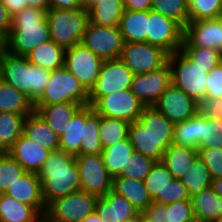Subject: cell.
<instances>
[{"instance_id":"cell-1","label":"cell","mask_w":222,"mask_h":222,"mask_svg":"<svg viewBox=\"0 0 222 222\" xmlns=\"http://www.w3.org/2000/svg\"><path fill=\"white\" fill-rule=\"evenodd\" d=\"M38 176L46 206L53 200L81 190L79 169L74 155L60 149L50 152Z\"/></svg>"},{"instance_id":"cell-2","label":"cell","mask_w":222,"mask_h":222,"mask_svg":"<svg viewBox=\"0 0 222 222\" xmlns=\"http://www.w3.org/2000/svg\"><path fill=\"white\" fill-rule=\"evenodd\" d=\"M50 33L46 11L27 7L12 17V26L7 37L8 52L27 56L40 44L49 41Z\"/></svg>"},{"instance_id":"cell-3","label":"cell","mask_w":222,"mask_h":222,"mask_svg":"<svg viewBox=\"0 0 222 222\" xmlns=\"http://www.w3.org/2000/svg\"><path fill=\"white\" fill-rule=\"evenodd\" d=\"M50 72L33 65L26 56L6 53L0 62V79L25 93L35 103L44 93Z\"/></svg>"},{"instance_id":"cell-4","label":"cell","mask_w":222,"mask_h":222,"mask_svg":"<svg viewBox=\"0 0 222 222\" xmlns=\"http://www.w3.org/2000/svg\"><path fill=\"white\" fill-rule=\"evenodd\" d=\"M46 18L50 28V39L57 45L69 49L82 40L89 23V12L78 9H49Z\"/></svg>"},{"instance_id":"cell-5","label":"cell","mask_w":222,"mask_h":222,"mask_svg":"<svg viewBox=\"0 0 222 222\" xmlns=\"http://www.w3.org/2000/svg\"><path fill=\"white\" fill-rule=\"evenodd\" d=\"M172 84L194 99L198 104L206 99V68L195 64L182 50L169 54Z\"/></svg>"},{"instance_id":"cell-6","label":"cell","mask_w":222,"mask_h":222,"mask_svg":"<svg viewBox=\"0 0 222 222\" xmlns=\"http://www.w3.org/2000/svg\"><path fill=\"white\" fill-rule=\"evenodd\" d=\"M65 102L88 106V91L73 74L62 67L50 72L45 91L34 107Z\"/></svg>"},{"instance_id":"cell-7","label":"cell","mask_w":222,"mask_h":222,"mask_svg":"<svg viewBox=\"0 0 222 222\" xmlns=\"http://www.w3.org/2000/svg\"><path fill=\"white\" fill-rule=\"evenodd\" d=\"M97 196L87 191H75L53 200L46 208L44 217L50 222H81L95 211Z\"/></svg>"},{"instance_id":"cell-8","label":"cell","mask_w":222,"mask_h":222,"mask_svg":"<svg viewBox=\"0 0 222 222\" xmlns=\"http://www.w3.org/2000/svg\"><path fill=\"white\" fill-rule=\"evenodd\" d=\"M134 75L119 58L103 60L99 76L88 92V105L93 106L110 93L130 89Z\"/></svg>"},{"instance_id":"cell-9","label":"cell","mask_w":222,"mask_h":222,"mask_svg":"<svg viewBox=\"0 0 222 222\" xmlns=\"http://www.w3.org/2000/svg\"><path fill=\"white\" fill-rule=\"evenodd\" d=\"M169 53L147 42H125L119 59L134 73H148L164 67Z\"/></svg>"},{"instance_id":"cell-10","label":"cell","mask_w":222,"mask_h":222,"mask_svg":"<svg viewBox=\"0 0 222 222\" xmlns=\"http://www.w3.org/2000/svg\"><path fill=\"white\" fill-rule=\"evenodd\" d=\"M92 107L100 116L131 123L139 119L146 106L131 89H125L101 97Z\"/></svg>"},{"instance_id":"cell-11","label":"cell","mask_w":222,"mask_h":222,"mask_svg":"<svg viewBox=\"0 0 222 222\" xmlns=\"http://www.w3.org/2000/svg\"><path fill=\"white\" fill-rule=\"evenodd\" d=\"M81 190L97 197L105 196L112 190L113 177L108 173L102 154L76 155Z\"/></svg>"},{"instance_id":"cell-12","label":"cell","mask_w":222,"mask_h":222,"mask_svg":"<svg viewBox=\"0 0 222 222\" xmlns=\"http://www.w3.org/2000/svg\"><path fill=\"white\" fill-rule=\"evenodd\" d=\"M102 60L117 59L124 47V39L119 27H105L89 21L80 42Z\"/></svg>"},{"instance_id":"cell-13","label":"cell","mask_w":222,"mask_h":222,"mask_svg":"<svg viewBox=\"0 0 222 222\" xmlns=\"http://www.w3.org/2000/svg\"><path fill=\"white\" fill-rule=\"evenodd\" d=\"M103 60L81 43L65 50L64 67L89 92L99 76Z\"/></svg>"},{"instance_id":"cell-14","label":"cell","mask_w":222,"mask_h":222,"mask_svg":"<svg viewBox=\"0 0 222 222\" xmlns=\"http://www.w3.org/2000/svg\"><path fill=\"white\" fill-rule=\"evenodd\" d=\"M183 33L184 29L177 22L157 11L149 10L147 43L172 54L181 49Z\"/></svg>"},{"instance_id":"cell-15","label":"cell","mask_w":222,"mask_h":222,"mask_svg":"<svg viewBox=\"0 0 222 222\" xmlns=\"http://www.w3.org/2000/svg\"><path fill=\"white\" fill-rule=\"evenodd\" d=\"M171 84V68L167 63L157 70L135 74L130 89L145 106H153Z\"/></svg>"},{"instance_id":"cell-16","label":"cell","mask_w":222,"mask_h":222,"mask_svg":"<svg viewBox=\"0 0 222 222\" xmlns=\"http://www.w3.org/2000/svg\"><path fill=\"white\" fill-rule=\"evenodd\" d=\"M182 47L213 48L222 53V17L189 21L184 28Z\"/></svg>"},{"instance_id":"cell-17","label":"cell","mask_w":222,"mask_h":222,"mask_svg":"<svg viewBox=\"0 0 222 222\" xmlns=\"http://www.w3.org/2000/svg\"><path fill=\"white\" fill-rule=\"evenodd\" d=\"M153 106L174 124L186 121L199 112V104L173 84Z\"/></svg>"},{"instance_id":"cell-18","label":"cell","mask_w":222,"mask_h":222,"mask_svg":"<svg viewBox=\"0 0 222 222\" xmlns=\"http://www.w3.org/2000/svg\"><path fill=\"white\" fill-rule=\"evenodd\" d=\"M25 170L38 174L50 151L22 134L7 151Z\"/></svg>"},{"instance_id":"cell-19","label":"cell","mask_w":222,"mask_h":222,"mask_svg":"<svg viewBox=\"0 0 222 222\" xmlns=\"http://www.w3.org/2000/svg\"><path fill=\"white\" fill-rule=\"evenodd\" d=\"M6 195L30 206H33L42 216L47 206L42 197L41 181L38 174L25 172L8 188Z\"/></svg>"},{"instance_id":"cell-20","label":"cell","mask_w":222,"mask_h":222,"mask_svg":"<svg viewBox=\"0 0 222 222\" xmlns=\"http://www.w3.org/2000/svg\"><path fill=\"white\" fill-rule=\"evenodd\" d=\"M95 211L101 222H125L139 212L129 200L112 190L97 197Z\"/></svg>"},{"instance_id":"cell-21","label":"cell","mask_w":222,"mask_h":222,"mask_svg":"<svg viewBox=\"0 0 222 222\" xmlns=\"http://www.w3.org/2000/svg\"><path fill=\"white\" fill-rule=\"evenodd\" d=\"M138 121L164 151L173 144L174 123L154 106H146Z\"/></svg>"},{"instance_id":"cell-22","label":"cell","mask_w":222,"mask_h":222,"mask_svg":"<svg viewBox=\"0 0 222 222\" xmlns=\"http://www.w3.org/2000/svg\"><path fill=\"white\" fill-rule=\"evenodd\" d=\"M23 134L50 152L59 150V136L36 111L25 117Z\"/></svg>"},{"instance_id":"cell-23","label":"cell","mask_w":222,"mask_h":222,"mask_svg":"<svg viewBox=\"0 0 222 222\" xmlns=\"http://www.w3.org/2000/svg\"><path fill=\"white\" fill-rule=\"evenodd\" d=\"M112 191L124 196L139 212H143L153 202L145 188L144 181L124 176H115L113 177Z\"/></svg>"},{"instance_id":"cell-24","label":"cell","mask_w":222,"mask_h":222,"mask_svg":"<svg viewBox=\"0 0 222 222\" xmlns=\"http://www.w3.org/2000/svg\"><path fill=\"white\" fill-rule=\"evenodd\" d=\"M82 107L78 103H57L34 107L35 111L45 120V122L60 137L69 125L73 115Z\"/></svg>"},{"instance_id":"cell-25","label":"cell","mask_w":222,"mask_h":222,"mask_svg":"<svg viewBox=\"0 0 222 222\" xmlns=\"http://www.w3.org/2000/svg\"><path fill=\"white\" fill-rule=\"evenodd\" d=\"M195 219L212 222L222 217V198L210 187L191 198Z\"/></svg>"},{"instance_id":"cell-26","label":"cell","mask_w":222,"mask_h":222,"mask_svg":"<svg viewBox=\"0 0 222 222\" xmlns=\"http://www.w3.org/2000/svg\"><path fill=\"white\" fill-rule=\"evenodd\" d=\"M42 217L33 206L0 194V222H39Z\"/></svg>"},{"instance_id":"cell-27","label":"cell","mask_w":222,"mask_h":222,"mask_svg":"<svg viewBox=\"0 0 222 222\" xmlns=\"http://www.w3.org/2000/svg\"><path fill=\"white\" fill-rule=\"evenodd\" d=\"M149 11L125 10L119 23L124 42H147Z\"/></svg>"},{"instance_id":"cell-28","label":"cell","mask_w":222,"mask_h":222,"mask_svg":"<svg viewBox=\"0 0 222 222\" xmlns=\"http://www.w3.org/2000/svg\"><path fill=\"white\" fill-rule=\"evenodd\" d=\"M26 57L31 64L54 71L64 67L65 49L50 39L33 49Z\"/></svg>"},{"instance_id":"cell-29","label":"cell","mask_w":222,"mask_h":222,"mask_svg":"<svg viewBox=\"0 0 222 222\" xmlns=\"http://www.w3.org/2000/svg\"><path fill=\"white\" fill-rule=\"evenodd\" d=\"M128 137L135 152L152 158L156 162L162 161L165 151L138 120L130 123Z\"/></svg>"},{"instance_id":"cell-30","label":"cell","mask_w":222,"mask_h":222,"mask_svg":"<svg viewBox=\"0 0 222 222\" xmlns=\"http://www.w3.org/2000/svg\"><path fill=\"white\" fill-rule=\"evenodd\" d=\"M198 156L197 149L171 144L164 152L162 162L175 179H181Z\"/></svg>"},{"instance_id":"cell-31","label":"cell","mask_w":222,"mask_h":222,"mask_svg":"<svg viewBox=\"0 0 222 222\" xmlns=\"http://www.w3.org/2000/svg\"><path fill=\"white\" fill-rule=\"evenodd\" d=\"M84 125L85 106H82L59 137V149L74 156L80 155V146L84 143Z\"/></svg>"},{"instance_id":"cell-32","label":"cell","mask_w":222,"mask_h":222,"mask_svg":"<svg viewBox=\"0 0 222 222\" xmlns=\"http://www.w3.org/2000/svg\"><path fill=\"white\" fill-rule=\"evenodd\" d=\"M34 111V103L25 93L0 79V112L31 114Z\"/></svg>"},{"instance_id":"cell-33","label":"cell","mask_w":222,"mask_h":222,"mask_svg":"<svg viewBox=\"0 0 222 222\" xmlns=\"http://www.w3.org/2000/svg\"><path fill=\"white\" fill-rule=\"evenodd\" d=\"M124 11L123 0H100V3L89 11V20L99 26L119 27Z\"/></svg>"},{"instance_id":"cell-34","label":"cell","mask_w":222,"mask_h":222,"mask_svg":"<svg viewBox=\"0 0 222 222\" xmlns=\"http://www.w3.org/2000/svg\"><path fill=\"white\" fill-rule=\"evenodd\" d=\"M100 115L92 106H85L84 143L80 146V155H99L103 146L99 137Z\"/></svg>"},{"instance_id":"cell-35","label":"cell","mask_w":222,"mask_h":222,"mask_svg":"<svg viewBox=\"0 0 222 222\" xmlns=\"http://www.w3.org/2000/svg\"><path fill=\"white\" fill-rule=\"evenodd\" d=\"M27 115L29 114L0 112V152H7L23 134Z\"/></svg>"},{"instance_id":"cell-36","label":"cell","mask_w":222,"mask_h":222,"mask_svg":"<svg viewBox=\"0 0 222 222\" xmlns=\"http://www.w3.org/2000/svg\"><path fill=\"white\" fill-rule=\"evenodd\" d=\"M134 151L129 137L104 148L102 157L108 173L112 177L118 176Z\"/></svg>"},{"instance_id":"cell-37","label":"cell","mask_w":222,"mask_h":222,"mask_svg":"<svg viewBox=\"0 0 222 222\" xmlns=\"http://www.w3.org/2000/svg\"><path fill=\"white\" fill-rule=\"evenodd\" d=\"M200 140L201 114L199 112L186 121L174 124L173 144L198 149Z\"/></svg>"},{"instance_id":"cell-38","label":"cell","mask_w":222,"mask_h":222,"mask_svg":"<svg viewBox=\"0 0 222 222\" xmlns=\"http://www.w3.org/2000/svg\"><path fill=\"white\" fill-rule=\"evenodd\" d=\"M182 184L188 190L190 198L200 193L205 188L210 187L212 178L209 169L197 156L192 162L190 168L180 179Z\"/></svg>"},{"instance_id":"cell-39","label":"cell","mask_w":222,"mask_h":222,"mask_svg":"<svg viewBox=\"0 0 222 222\" xmlns=\"http://www.w3.org/2000/svg\"><path fill=\"white\" fill-rule=\"evenodd\" d=\"M130 122L125 120L100 116L99 137L103 148L127 139Z\"/></svg>"},{"instance_id":"cell-40","label":"cell","mask_w":222,"mask_h":222,"mask_svg":"<svg viewBox=\"0 0 222 222\" xmlns=\"http://www.w3.org/2000/svg\"><path fill=\"white\" fill-rule=\"evenodd\" d=\"M172 179H174L172 173L162 161L154 164L144 180L145 188L153 202L163 204V189L168 184V181Z\"/></svg>"},{"instance_id":"cell-41","label":"cell","mask_w":222,"mask_h":222,"mask_svg":"<svg viewBox=\"0 0 222 222\" xmlns=\"http://www.w3.org/2000/svg\"><path fill=\"white\" fill-rule=\"evenodd\" d=\"M151 9L177 22L183 29L190 21L185 0H152Z\"/></svg>"},{"instance_id":"cell-42","label":"cell","mask_w":222,"mask_h":222,"mask_svg":"<svg viewBox=\"0 0 222 222\" xmlns=\"http://www.w3.org/2000/svg\"><path fill=\"white\" fill-rule=\"evenodd\" d=\"M23 173L24 168L9 153L0 152V194H5Z\"/></svg>"},{"instance_id":"cell-43","label":"cell","mask_w":222,"mask_h":222,"mask_svg":"<svg viewBox=\"0 0 222 222\" xmlns=\"http://www.w3.org/2000/svg\"><path fill=\"white\" fill-rule=\"evenodd\" d=\"M190 21L222 17V0H185Z\"/></svg>"},{"instance_id":"cell-44","label":"cell","mask_w":222,"mask_h":222,"mask_svg":"<svg viewBox=\"0 0 222 222\" xmlns=\"http://www.w3.org/2000/svg\"><path fill=\"white\" fill-rule=\"evenodd\" d=\"M155 163L156 161L152 158L134 151L118 176L144 181Z\"/></svg>"},{"instance_id":"cell-45","label":"cell","mask_w":222,"mask_h":222,"mask_svg":"<svg viewBox=\"0 0 222 222\" xmlns=\"http://www.w3.org/2000/svg\"><path fill=\"white\" fill-rule=\"evenodd\" d=\"M222 148V120L201 115V140L199 148Z\"/></svg>"},{"instance_id":"cell-46","label":"cell","mask_w":222,"mask_h":222,"mask_svg":"<svg viewBox=\"0 0 222 222\" xmlns=\"http://www.w3.org/2000/svg\"><path fill=\"white\" fill-rule=\"evenodd\" d=\"M181 49L195 64L206 68V72L211 71L222 62V53L213 48L181 47Z\"/></svg>"},{"instance_id":"cell-47","label":"cell","mask_w":222,"mask_h":222,"mask_svg":"<svg viewBox=\"0 0 222 222\" xmlns=\"http://www.w3.org/2000/svg\"><path fill=\"white\" fill-rule=\"evenodd\" d=\"M198 157L209 169L212 179L222 178V148H198Z\"/></svg>"},{"instance_id":"cell-48","label":"cell","mask_w":222,"mask_h":222,"mask_svg":"<svg viewBox=\"0 0 222 222\" xmlns=\"http://www.w3.org/2000/svg\"><path fill=\"white\" fill-rule=\"evenodd\" d=\"M167 222H191L195 220L191 200H183L165 205Z\"/></svg>"},{"instance_id":"cell-49","label":"cell","mask_w":222,"mask_h":222,"mask_svg":"<svg viewBox=\"0 0 222 222\" xmlns=\"http://www.w3.org/2000/svg\"><path fill=\"white\" fill-rule=\"evenodd\" d=\"M183 200H191V198L182 181L175 178L168 181V184L163 189V205Z\"/></svg>"},{"instance_id":"cell-50","label":"cell","mask_w":222,"mask_h":222,"mask_svg":"<svg viewBox=\"0 0 222 222\" xmlns=\"http://www.w3.org/2000/svg\"><path fill=\"white\" fill-rule=\"evenodd\" d=\"M206 97L222 98V62L208 72Z\"/></svg>"},{"instance_id":"cell-51","label":"cell","mask_w":222,"mask_h":222,"mask_svg":"<svg viewBox=\"0 0 222 222\" xmlns=\"http://www.w3.org/2000/svg\"><path fill=\"white\" fill-rule=\"evenodd\" d=\"M198 111L204 117L222 120V98L206 97L199 103Z\"/></svg>"},{"instance_id":"cell-52","label":"cell","mask_w":222,"mask_h":222,"mask_svg":"<svg viewBox=\"0 0 222 222\" xmlns=\"http://www.w3.org/2000/svg\"><path fill=\"white\" fill-rule=\"evenodd\" d=\"M165 213V205L151 202L143 211V222H167Z\"/></svg>"},{"instance_id":"cell-53","label":"cell","mask_w":222,"mask_h":222,"mask_svg":"<svg viewBox=\"0 0 222 222\" xmlns=\"http://www.w3.org/2000/svg\"><path fill=\"white\" fill-rule=\"evenodd\" d=\"M49 9H78L82 8V0H48Z\"/></svg>"},{"instance_id":"cell-54","label":"cell","mask_w":222,"mask_h":222,"mask_svg":"<svg viewBox=\"0 0 222 222\" xmlns=\"http://www.w3.org/2000/svg\"><path fill=\"white\" fill-rule=\"evenodd\" d=\"M12 26V16L9 14L5 5L0 1V32L7 37Z\"/></svg>"},{"instance_id":"cell-55","label":"cell","mask_w":222,"mask_h":222,"mask_svg":"<svg viewBox=\"0 0 222 222\" xmlns=\"http://www.w3.org/2000/svg\"><path fill=\"white\" fill-rule=\"evenodd\" d=\"M125 10L149 11L152 0H123Z\"/></svg>"},{"instance_id":"cell-56","label":"cell","mask_w":222,"mask_h":222,"mask_svg":"<svg viewBox=\"0 0 222 222\" xmlns=\"http://www.w3.org/2000/svg\"><path fill=\"white\" fill-rule=\"evenodd\" d=\"M13 17L15 14L27 8V0H0Z\"/></svg>"},{"instance_id":"cell-57","label":"cell","mask_w":222,"mask_h":222,"mask_svg":"<svg viewBox=\"0 0 222 222\" xmlns=\"http://www.w3.org/2000/svg\"><path fill=\"white\" fill-rule=\"evenodd\" d=\"M27 7L49 10L48 0H27Z\"/></svg>"},{"instance_id":"cell-58","label":"cell","mask_w":222,"mask_h":222,"mask_svg":"<svg viewBox=\"0 0 222 222\" xmlns=\"http://www.w3.org/2000/svg\"><path fill=\"white\" fill-rule=\"evenodd\" d=\"M8 52V40L4 33L0 32V62Z\"/></svg>"},{"instance_id":"cell-59","label":"cell","mask_w":222,"mask_h":222,"mask_svg":"<svg viewBox=\"0 0 222 222\" xmlns=\"http://www.w3.org/2000/svg\"><path fill=\"white\" fill-rule=\"evenodd\" d=\"M210 186L222 198V178L212 179Z\"/></svg>"},{"instance_id":"cell-60","label":"cell","mask_w":222,"mask_h":222,"mask_svg":"<svg viewBox=\"0 0 222 222\" xmlns=\"http://www.w3.org/2000/svg\"><path fill=\"white\" fill-rule=\"evenodd\" d=\"M98 3L100 0H82V8L89 12Z\"/></svg>"},{"instance_id":"cell-61","label":"cell","mask_w":222,"mask_h":222,"mask_svg":"<svg viewBox=\"0 0 222 222\" xmlns=\"http://www.w3.org/2000/svg\"><path fill=\"white\" fill-rule=\"evenodd\" d=\"M81 222H101V220H100L98 214L96 213V211H94L91 214H89L88 216H86V218Z\"/></svg>"},{"instance_id":"cell-62","label":"cell","mask_w":222,"mask_h":222,"mask_svg":"<svg viewBox=\"0 0 222 222\" xmlns=\"http://www.w3.org/2000/svg\"><path fill=\"white\" fill-rule=\"evenodd\" d=\"M125 222H143V212H138L133 217L128 218Z\"/></svg>"},{"instance_id":"cell-63","label":"cell","mask_w":222,"mask_h":222,"mask_svg":"<svg viewBox=\"0 0 222 222\" xmlns=\"http://www.w3.org/2000/svg\"><path fill=\"white\" fill-rule=\"evenodd\" d=\"M39 222H50L46 217H42Z\"/></svg>"},{"instance_id":"cell-64","label":"cell","mask_w":222,"mask_h":222,"mask_svg":"<svg viewBox=\"0 0 222 222\" xmlns=\"http://www.w3.org/2000/svg\"><path fill=\"white\" fill-rule=\"evenodd\" d=\"M212 222H222V217L219 218V219H216V220H214V221H212Z\"/></svg>"}]
</instances>
